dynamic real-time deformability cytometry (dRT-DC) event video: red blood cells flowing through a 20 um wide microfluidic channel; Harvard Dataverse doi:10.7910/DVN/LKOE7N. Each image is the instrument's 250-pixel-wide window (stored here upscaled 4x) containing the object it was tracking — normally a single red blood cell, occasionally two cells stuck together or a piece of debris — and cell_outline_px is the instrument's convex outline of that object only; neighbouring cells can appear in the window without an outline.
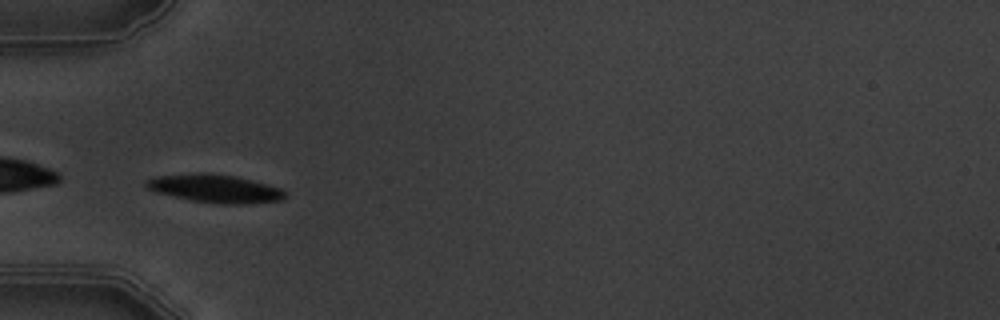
{"species": "common noctule bat (a hibernating species)", "species_latin": "Nyctalus noctula", "temperature_condition": "warm", "stored_images_in_passage": 7, "camera_frame_rate_fps": 3000, "um_per_image_px": 0.085, "animal": {"sex": "male", "body_mass_g": 19.5, "forearm_length_mm": 54.6}, "frame": {"image": 1, "passage_image": 5, "time_ms": 4.667, "image_size_px": [1000, 320], "cell_outline_px": [[284, 200], [244, 204], [220, 204], [192, 200], [156, 192], [148, 188], [144, 184], [144, 180], [152, 176], [192, 172], [212, 172], [236, 176], [268, 184], [280, 188], [284, 192]], "centroid_in_image_um": [18.23, 16.0], "position_along_channel_um": 66.8, "area_um2": 23.12}}